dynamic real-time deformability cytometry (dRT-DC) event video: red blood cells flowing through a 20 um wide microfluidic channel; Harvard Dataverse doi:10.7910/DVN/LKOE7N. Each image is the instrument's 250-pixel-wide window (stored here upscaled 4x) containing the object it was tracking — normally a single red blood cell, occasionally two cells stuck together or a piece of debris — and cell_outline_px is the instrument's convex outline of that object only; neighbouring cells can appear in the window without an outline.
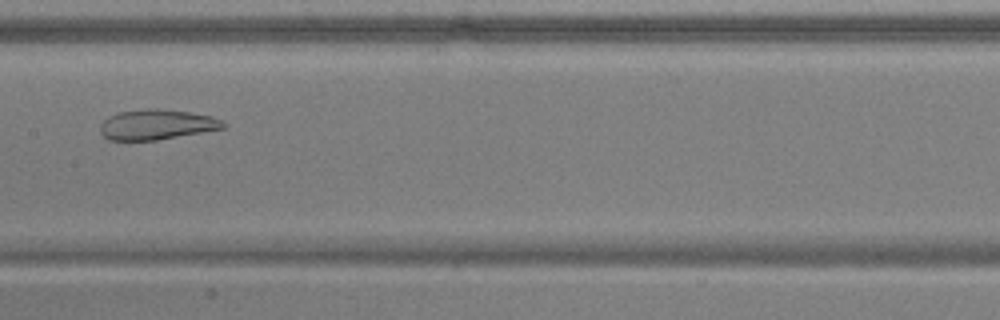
{"species": "common noctule bat (a hibernating species)", "species_latin": "Nyctalus noctula", "temperature_condition": "warm", "stored_images_in_passage": 49, "camera_frame_rate_fps": 3000, "um_per_image_px": 0.085, "animal": {"sex": "male", "body_mass_g": 17.9, "forearm_length_mm": 54.2}, "frame": {"image": 1, "passage_image": 24, "time_ms": 7.667, "image_size_px": [1000, 320], "cell_outline_px": [[228, 124], [224, 128], [156, 140], [108, 140], [100, 132], [100, 124], [108, 116], [120, 112], [148, 108], [156, 108], [188, 112], [212, 116]], "centroid_in_image_um": [13.3, 10.58], "position_along_channel_um": 194.1, "area_um2": 21.5}}
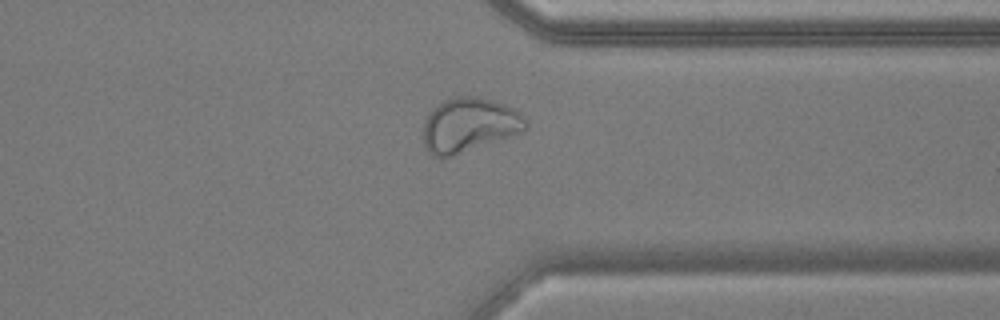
{"frame": {"image": 2, "passage_image": 38, "time_ms": 12.333, "image_size_px": [1000, 320], "cell_outline_px": [[528, 128], [524, 132], [440, 160], [432, 156], [428, 152], [424, 144], [424, 120], [428, 112], [432, 108], [444, 100], [456, 96], [476, 96], [504, 104], [512, 108], [524, 116], [528, 120]], "centroid_in_image_um": [39.87, 10.64], "position_along_channel_um": 371.5, "area_um2": 32.83}}
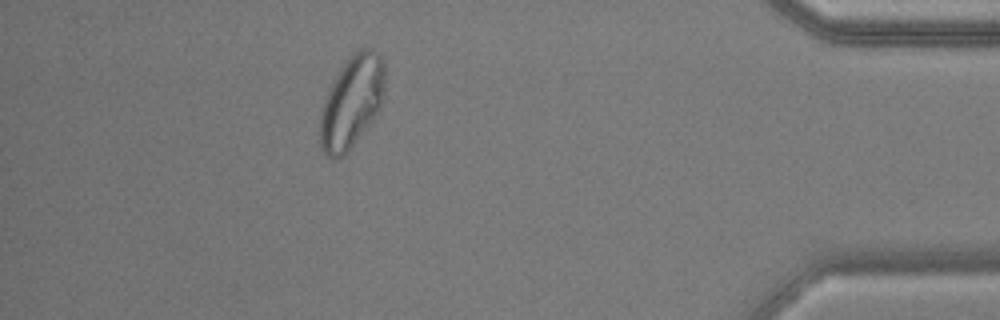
{"frame": {"image": 3, "passage_image": 44, "time_ms": 14.333, "image_size_px": [1000, 320], "cell_outline_px": [[384, 100], [380, 108], [372, 120], [348, 152], [344, 156], [336, 160], [332, 160], [320, 148], [320, 116], [324, 100], [328, 88], [332, 80], [344, 60], [352, 52], [360, 48], [372, 48], [380, 56], [384, 64]], "centroid_in_image_um": [29.88, 8.65], "position_along_channel_um": 405.3, "area_um2": 35.37}}